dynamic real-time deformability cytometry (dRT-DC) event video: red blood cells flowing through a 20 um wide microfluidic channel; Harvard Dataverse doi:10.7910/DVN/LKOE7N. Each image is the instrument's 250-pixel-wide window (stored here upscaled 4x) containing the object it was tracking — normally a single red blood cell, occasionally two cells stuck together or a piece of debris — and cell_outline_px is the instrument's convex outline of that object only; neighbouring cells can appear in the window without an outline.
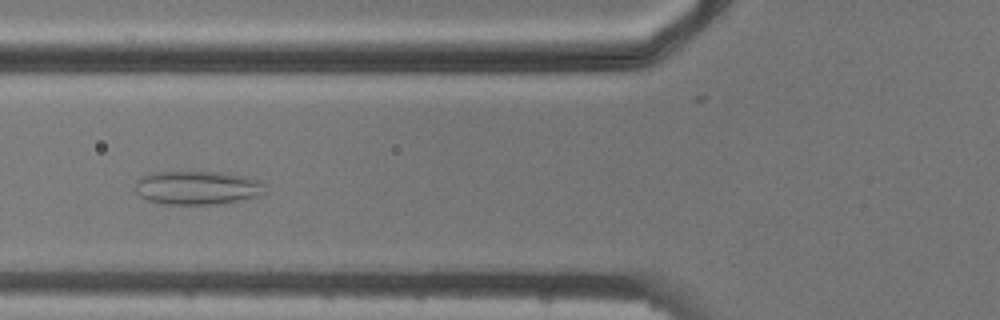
{"species": "common noctule bat (a hibernating species)", "species_latin": "Nyctalus noctula", "temperature_condition": "cold", "stored_images_in_passage": 6, "camera_frame_rate_fps": 3000, "um_per_image_px": 0.085, "animal": {"sex": "male", "body_mass_g": 20.5, "forearm_length_mm": 52.5}, "frame": {"image": 1, "passage_image": 4, "time_ms": 3.667, "image_size_px": [1000, 320], "cell_outline_px": [[264, 192], [256, 196], [244, 200], [224, 204], [168, 204], [148, 200], [140, 196], [136, 192], [136, 180], [140, 176], [152, 172], [220, 172], [244, 176], [260, 180], [264, 184]], "centroid_in_image_um": [16.77, 15.96], "position_along_channel_um": 109.0, "area_um2": 25.61}}
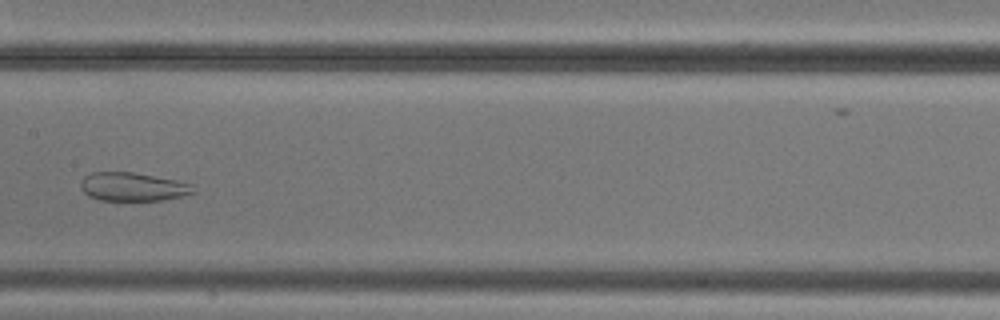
{"frame": {"image": 2, "passage_image": 6, "time_ms": 6.0, "image_size_px": [1000, 320], "cell_outline_px": [[196, 192], [164, 200], [100, 200], [88, 196], [80, 188], [80, 180], [84, 176], [92, 172], [132, 172], [176, 180], [192, 184]], "centroid_in_image_um": [11.26, 15.87], "position_along_channel_um": 196.1, "area_um2": 18.73}}